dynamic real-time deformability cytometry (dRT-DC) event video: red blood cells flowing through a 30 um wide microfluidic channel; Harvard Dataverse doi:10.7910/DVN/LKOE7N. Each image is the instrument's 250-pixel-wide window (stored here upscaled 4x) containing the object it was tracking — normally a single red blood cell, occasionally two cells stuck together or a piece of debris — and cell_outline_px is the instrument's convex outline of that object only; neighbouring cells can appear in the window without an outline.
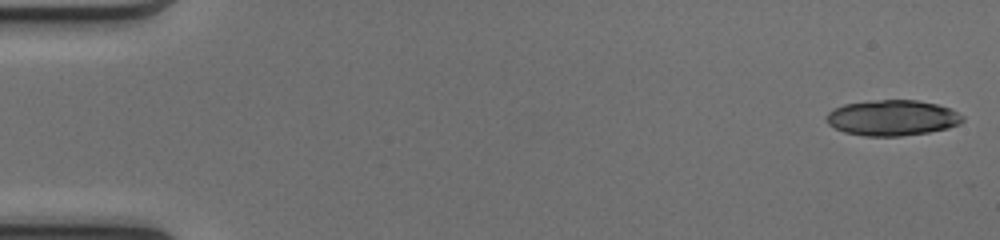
{"species": "common noctule bat (a hibernating species)", "species_latin": "Nyctalus noctula", "temperature_condition": "cold", "stored_images_in_passage": 17, "camera_frame_rate_fps": 3000, "um_per_image_px": 0.085, "animal": {"sex": "female", "body_mass_g": 17.0, "forearm_length_mm": 48.0}, "frame": {"image": 1, "passage_image": 1, "time_ms": 0.0, "image_size_px": [1000, 240], "cell_outline_px": [[964, 120], [960, 124], [948, 128], [928, 132], [900, 136], [864, 136], [844, 132], [828, 124], [824, 116], [832, 108], [844, 104], [872, 100], [916, 100], [936, 104], [952, 108], [964, 116]], "centroid_in_image_um": [75.84, 10.01], "position_along_channel_um": 9.2, "area_um2": 28.55}}
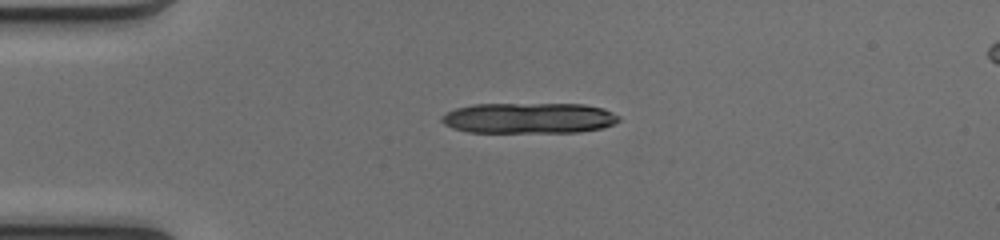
{"frame": {"image": 2, "passage_image": 12, "time_ms": 3.667, "image_size_px": [1000, 240], "cell_outline_px": [[620, 120], [604, 128], [576, 132], [468, 132], [452, 128], [444, 124], [440, 120], [440, 116], [444, 112], [456, 108], [472, 104], [584, 104], [604, 108], [620, 116]], "centroid_in_image_um": [44.93, 10.03], "position_along_channel_um": 40.1, "area_um2": 31.96}}